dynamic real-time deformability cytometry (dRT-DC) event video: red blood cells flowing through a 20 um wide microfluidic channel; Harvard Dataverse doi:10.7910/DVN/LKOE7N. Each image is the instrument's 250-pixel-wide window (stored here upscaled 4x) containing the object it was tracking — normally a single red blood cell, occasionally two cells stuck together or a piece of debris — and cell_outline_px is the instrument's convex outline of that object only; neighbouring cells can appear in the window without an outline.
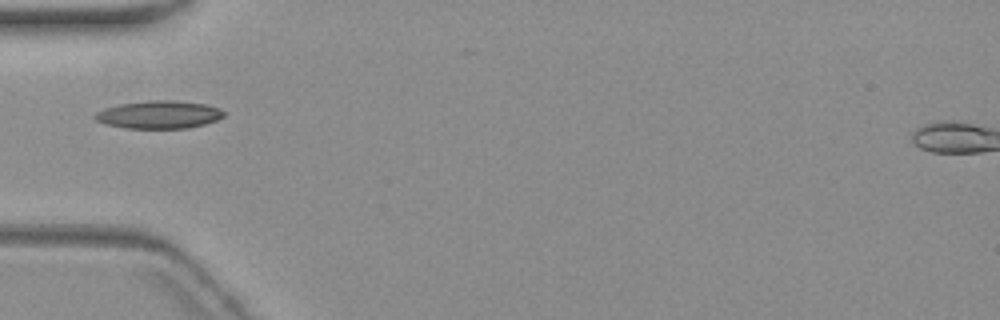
{"species": "common noctule bat (a hibernating species)", "species_latin": "Nyctalus noctula", "temperature_condition": "warm", "stored_images_in_passage": 6, "camera_frame_rate_fps": 3000, "um_per_image_px": 0.085, "animal": {"sex": "female", "body_mass_g": 19.3, "forearm_length_mm": 54.1}, "frame": {"image": 1, "passage_image": 1, "time_ms": 0.0, "image_size_px": [1000, 320], "cell_outline_px": [[224, 116], [216, 120], [204, 124], [188, 128], [128, 128], [108, 124], [96, 120], [92, 116], [96, 112], [104, 108], [120, 104], [148, 100], [172, 100], [204, 104], [220, 108], [224, 112]], "centroid_in_image_um": [13.51, 9.73], "position_along_channel_um": 71.5, "area_um2": 20.75}}
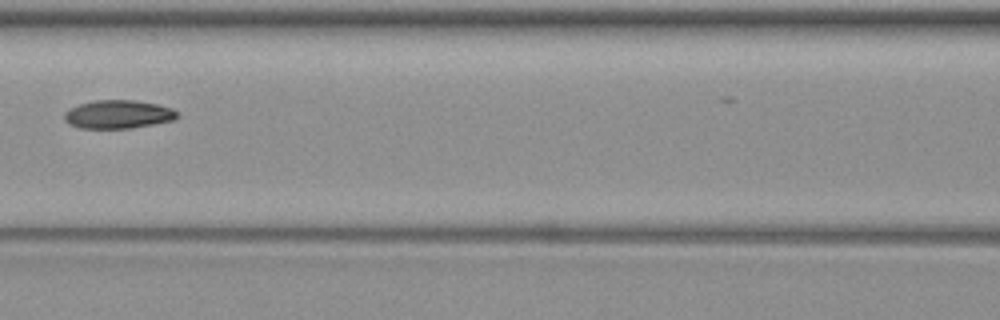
{"frame": {"image": 2, "passage_image": 3, "time_ms": 2.333, "image_size_px": [1000, 320], "cell_outline_px": [[180, 116], [172, 120], [132, 128], [80, 128], [68, 124], [64, 120], [64, 112], [80, 104], [92, 100], [136, 100], [156, 104], [172, 108], [180, 112]], "centroid_in_image_um": [10.05, 9.71], "position_along_channel_um": 156.5, "area_um2": 18.73}}
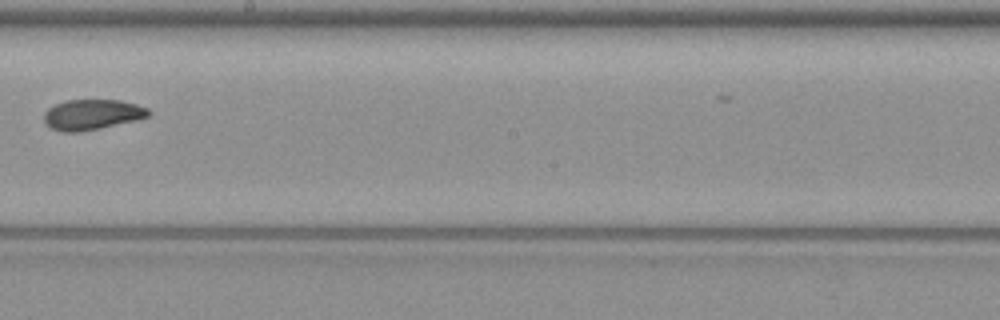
{"frame": {"image": 3, "passage_image": 5, "time_ms": 4.667, "image_size_px": [1000, 320], "cell_outline_px": [[148, 116], [100, 128], [80, 132], [64, 132], [52, 128], [44, 120], [44, 112], [48, 108], [56, 104], [68, 100], [120, 100], [136, 104], [148, 108]], "centroid_in_image_um": [7.79, 9.73], "position_along_channel_um": 240.4, "area_um2": 18.09}}